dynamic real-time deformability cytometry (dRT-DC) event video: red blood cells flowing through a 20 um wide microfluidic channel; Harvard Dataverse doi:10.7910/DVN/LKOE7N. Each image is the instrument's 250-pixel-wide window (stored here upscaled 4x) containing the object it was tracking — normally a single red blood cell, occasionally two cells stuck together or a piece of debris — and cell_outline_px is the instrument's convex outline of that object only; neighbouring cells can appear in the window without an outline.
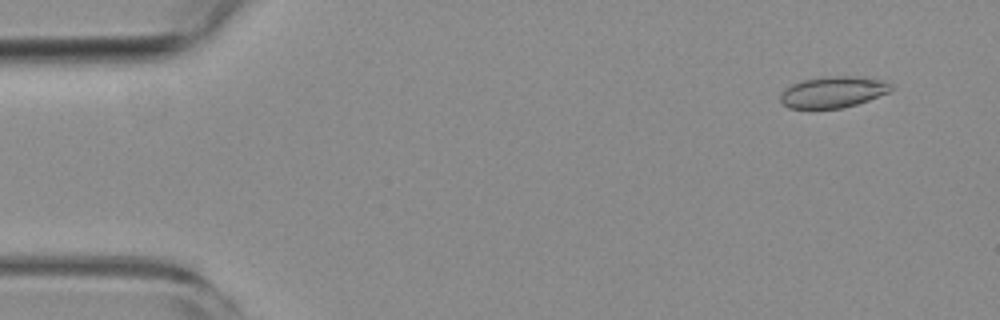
{"species": "common noctule bat (a hibernating species)", "species_latin": "Nyctalus noctula", "temperature_condition": "room temperature", "stored_images_in_passage": 51, "camera_frame_rate_fps": 3000, "um_per_image_px": 0.085, "animal": {"sex": "female", "body_mass_g": 19.3, "forearm_length_mm": 54.1}, "frame": {"image": 1, "passage_image": 2, "time_ms": 0.333, "image_size_px": [1000, 320], "cell_outline_px": [[892, 92], [844, 108], [788, 108], [780, 100], [780, 96], [784, 88], [792, 84], [804, 80], [820, 76], [864, 76], [884, 80], [892, 84]], "centroid_in_image_um": [70.85, 7.8], "position_along_channel_um": 14.1, "area_um2": 20.46}}
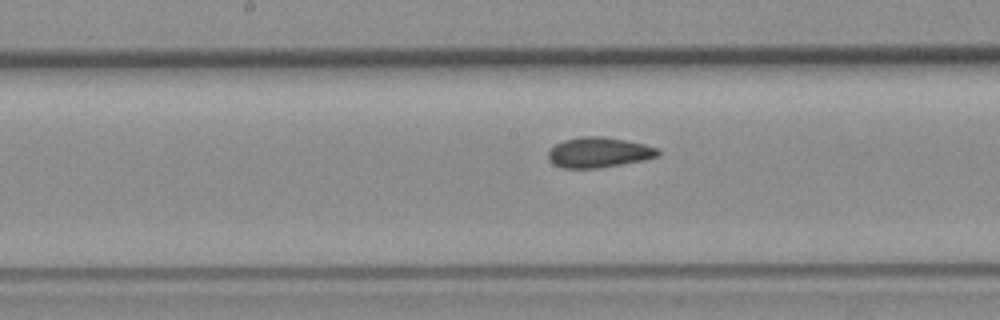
{"frame": {"image": 2, "passage_image": 25, "time_ms": 8.0, "image_size_px": [1000, 320], "cell_outline_px": [[660, 156], [644, 160], [600, 168], [560, 168], [552, 164], [548, 160], [548, 152], [556, 144], [564, 140], [580, 136], [600, 136], [624, 140], [644, 144], [660, 148]], "centroid_in_image_um": [50.9, 12.96], "position_along_channel_um": 197.3, "area_um2": 19.54}}
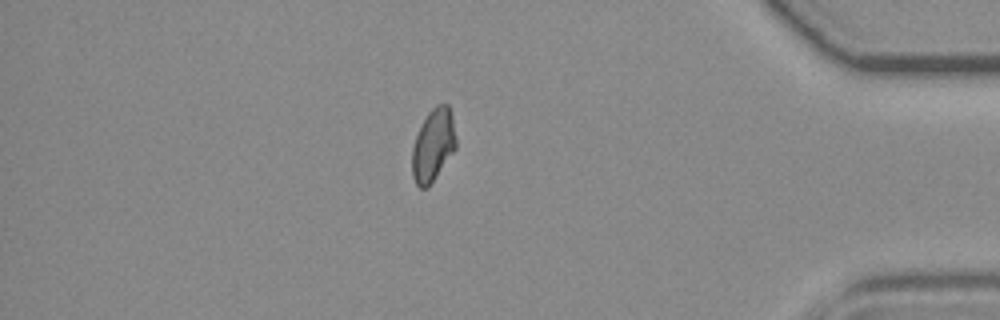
{"frame": {"image": 3, "passage_image": 44, "time_ms": 14.333, "image_size_px": [1000, 320], "cell_outline_px": [[456, 148], [428, 188], [420, 188], [416, 184], [412, 176], [412, 148], [416, 136], [428, 112], [436, 104], [448, 104], [452, 116], [456, 140]], "centroid_in_image_um": [36.81, 12.35], "position_along_channel_um": 398.4, "area_um2": 18.44}}